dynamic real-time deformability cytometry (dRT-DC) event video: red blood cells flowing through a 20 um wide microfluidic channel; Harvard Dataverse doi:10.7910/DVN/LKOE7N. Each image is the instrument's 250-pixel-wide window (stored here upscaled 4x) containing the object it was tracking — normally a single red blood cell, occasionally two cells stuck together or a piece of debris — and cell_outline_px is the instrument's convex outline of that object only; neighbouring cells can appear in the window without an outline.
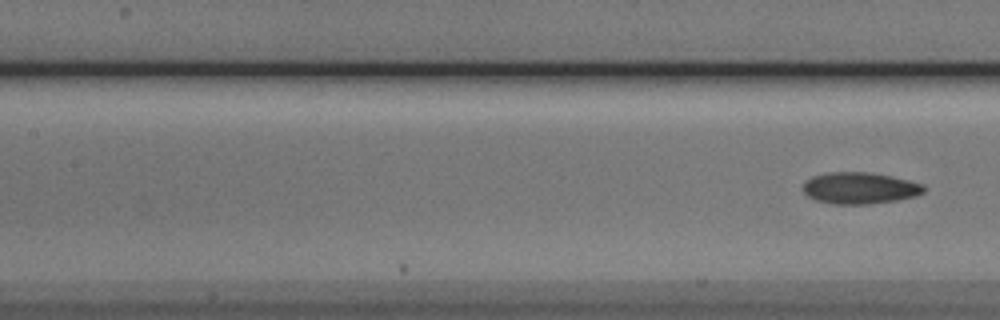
{"species": "Egyptian fruit bat (a non-hibernating species)", "species_latin": "Rousettus aegyptiacus", "temperature_condition": "cold", "stored_images_in_passage": 7, "camera_frame_rate_fps": 3000, "um_per_image_px": 0.085, "animal": {"sex": "male"}, "frame": {"image": 1, "passage_image": 7, "time_ms": 7.0, "image_size_px": [1000, 320], "cell_outline_px": [[924, 192], [916, 196], [896, 200], [868, 204], [832, 204], [816, 200], [808, 196], [804, 192], [804, 180], [812, 176], [828, 172], [872, 172], [892, 176], [924, 184]], "centroid_in_image_um": [73.07, 15.98], "position_along_channel_um": 134.3, "area_um2": 22.31}}